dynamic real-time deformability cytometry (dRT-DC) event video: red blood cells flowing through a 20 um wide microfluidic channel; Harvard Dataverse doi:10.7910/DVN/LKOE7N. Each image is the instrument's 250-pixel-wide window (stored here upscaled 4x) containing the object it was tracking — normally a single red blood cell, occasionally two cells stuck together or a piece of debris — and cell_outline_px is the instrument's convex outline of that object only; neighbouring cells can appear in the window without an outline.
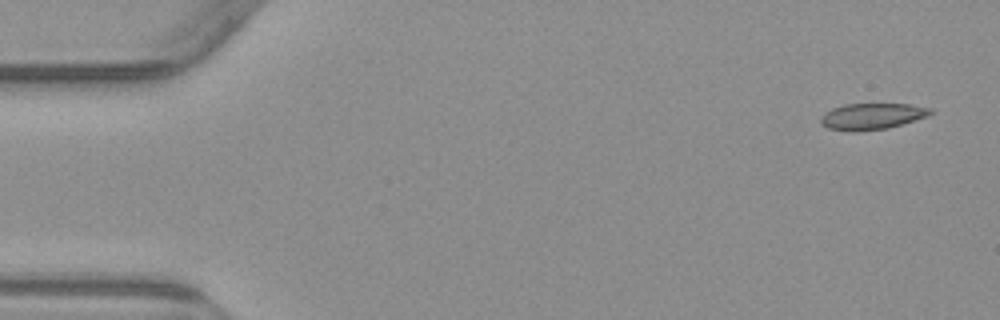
{"species": "common noctule bat (a hibernating species)", "species_latin": "Nyctalus noctula", "temperature_condition": "warm", "stored_images_in_passage": 5, "camera_frame_rate_fps": 3000, "um_per_image_px": 0.085, "animal": {"sex": "male", "body_mass_g": 23.1, "forearm_length_mm": 52.7}, "frame": {"image": 1, "passage_image": 1, "time_ms": 0.0, "image_size_px": [1000, 320], "cell_outline_px": [[932, 112], [928, 116], [888, 128], [860, 132], [852, 132], [828, 128], [820, 124], [820, 116], [824, 112], [832, 108], [844, 104], [908, 104], [932, 108]], "centroid_in_image_um": [74.07, 9.89], "position_along_channel_um": 10.9, "area_um2": 16.99}}
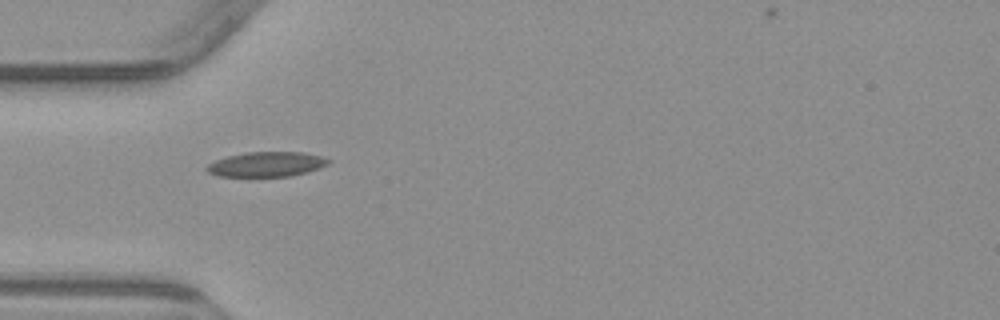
{"frame": {"image": 2, "passage_image": 4, "time_ms": 4.667, "image_size_px": [1000, 320], "cell_outline_px": [[332, 160], [328, 164], [320, 168], [308, 172], [288, 176], [216, 176], [208, 172], [204, 168], [208, 164], [216, 160], [228, 156], [248, 152], [304, 152], [320, 156]], "centroid_in_image_um": [22.66, 13.96], "position_along_channel_um": 62.3, "area_um2": 17.57}}
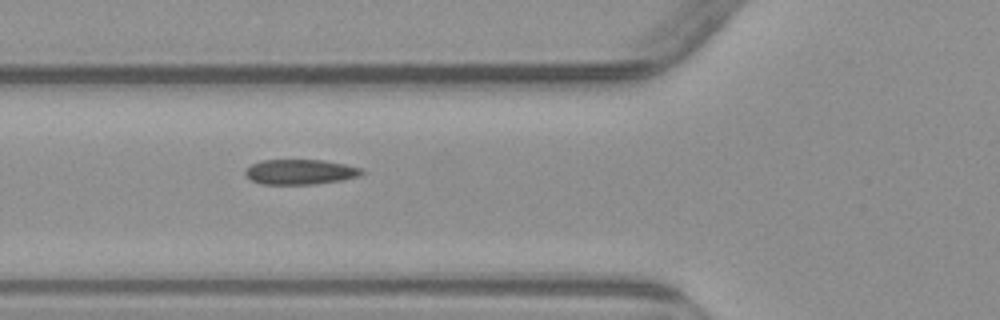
{"frame": {"image": 3, "passage_image": 5, "time_ms": 5.667, "image_size_px": [1000, 320], "cell_outline_px": [[364, 172], [360, 176], [344, 180], [316, 184], [260, 184], [252, 180], [244, 172], [252, 164], [260, 160], [324, 160], [364, 168]], "centroid_in_image_um": [25.58, 14.61], "position_along_channel_um": 100.2, "area_um2": 17.11}}